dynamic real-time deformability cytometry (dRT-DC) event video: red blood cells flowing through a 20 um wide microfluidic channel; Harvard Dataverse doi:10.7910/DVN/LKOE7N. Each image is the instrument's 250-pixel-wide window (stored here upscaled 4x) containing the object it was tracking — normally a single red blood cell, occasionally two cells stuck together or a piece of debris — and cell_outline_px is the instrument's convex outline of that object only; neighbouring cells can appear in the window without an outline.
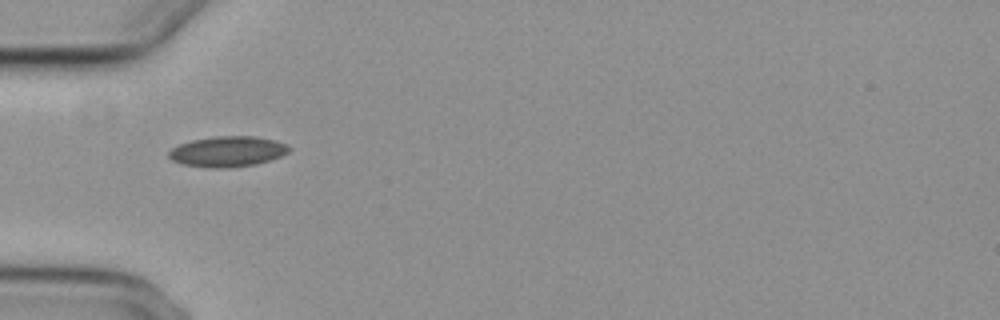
{"species": "common noctule bat (a hibernating species)", "species_latin": "Nyctalus noctula", "temperature_condition": "cold", "stored_images_in_passage": 8, "camera_frame_rate_fps": 3000, "um_per_image_px": 0.085, "animal": {"sex": "female", "body_mass_g": 29.2, "forearm_length_mm": 56.3}, "frame": {"image": 1, "passage_image": 5, "time_ms": 5.0, "image_size_px": [1000, 320], "cell_outline_px": [[292, 148], [288, 152], [280, 156], [256, 164], [228, 168], [212, 168], [184, 164], [172, 160], [168, 156], [168, 152], [172, 148], [180, 144], [192, 140], [212, 136], [256, 136], [276, 140]], "centroid_in_image_um": [19.34, 12.87], "position_along_channel_um": 65.7, "area_um2": 21.33}}
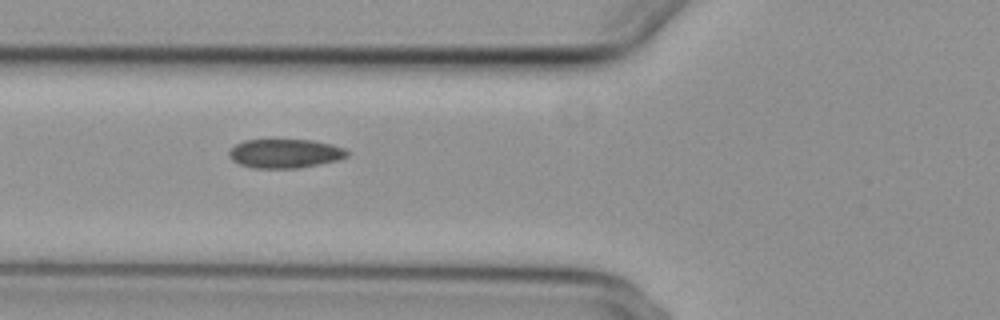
{"frame": {"image": 2, "passage_image": 6, "time_ms": 6.0, "image_size_px": [1000, 320], "cell_outline_px": [[348, 156], [340, 160], [300, 168], [252, 168], [240, 164], [232, 160], [228, 156], [228, 152], [236, 144], [244, 140], [312, 140], [332, 144], [344, 148], [348, 152]], "centroid_in_image_um": [24.24, 13.05], "position_along_channel_um": 101.6, "area_um2": 20.06}}
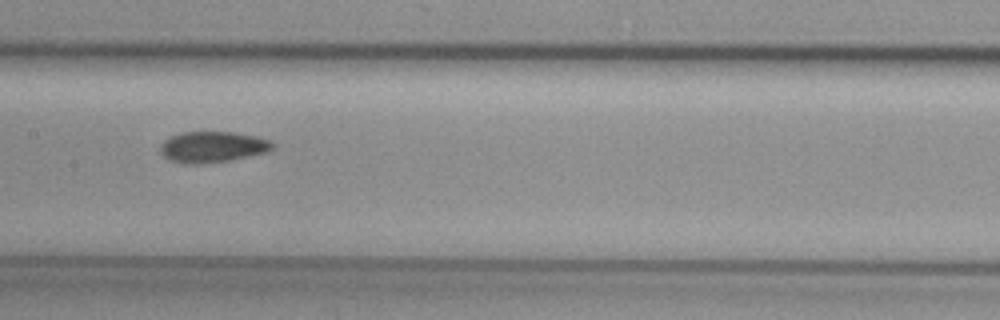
{"frame": {"image": 3, "passage_image": 8, "time_ms": 8.333, "image_size_px": [1000, 320], "cell_outline_px": [[276, 144], [268, 152], [228, 160], [200, 164], [180, 164], [168, 160], [160, 152], [160, 144], [164, 140], [180, 132], [232, 132], [256, 136], [272, 140]], "centroid_in_image_um": [18.05, 12.49], "position_along_channel_um": 189.3, "area_um2": 20.46}}